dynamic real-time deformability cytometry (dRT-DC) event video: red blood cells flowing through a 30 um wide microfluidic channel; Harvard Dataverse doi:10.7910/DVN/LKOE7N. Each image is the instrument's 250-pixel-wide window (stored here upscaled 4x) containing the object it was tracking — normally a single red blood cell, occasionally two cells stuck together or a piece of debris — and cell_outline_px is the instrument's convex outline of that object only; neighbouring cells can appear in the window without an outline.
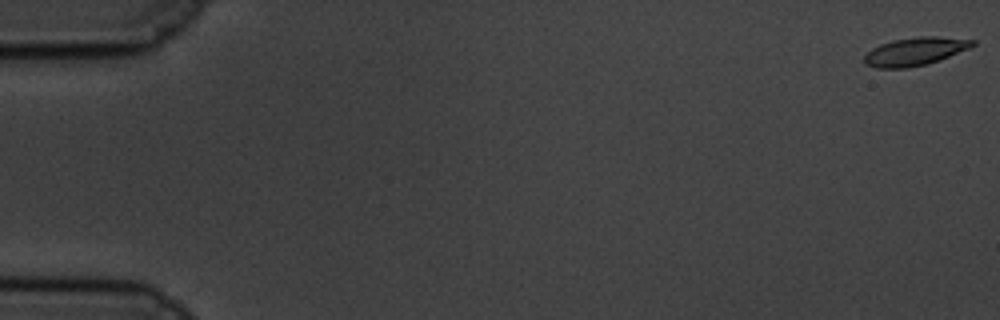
{"species": "common noctule bat (a hibernating species)", "species_latin": "Nyctalus noctula", "temperature_condition": "cold", "stored_images_in_passage": 60, "camera_frame_rate_fps": 3000, "um_per_image_px": 0.085, "animal": {"sex": "male", "body_mass_g": 19.5, "forearm_length_mm": 54.6}, "frame": {"image": 1, "passage_image": 1, "time_ms": 0.0, "image_size_px": [1000, 320], "cell_outline_px": [[976, 44], [968, 48], [940, 60], [908, 68], [876, 68], [864, 64], [864, 56], [872, 48], [880, 44], [892, 40], [920, 36], [936, 36], [976, 40]], "centroid_in_image_um": [77.75, 4.37], "position_along_channel_um": 7.2, "area_um2": 17.69}}
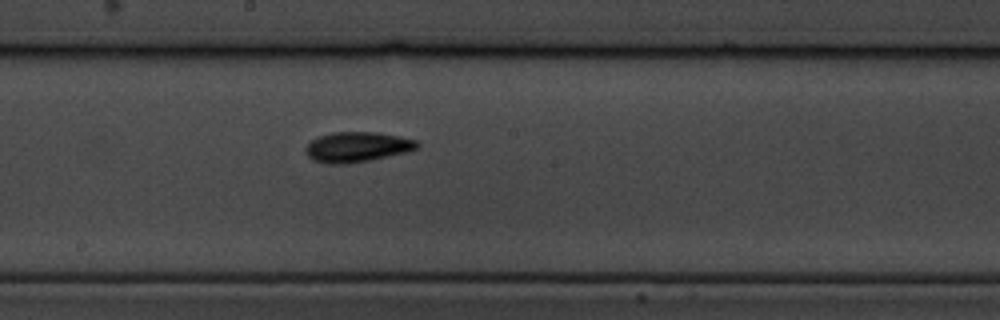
{"frame": {"image": 2, "passage_image": 33, "time_ms": 10.667, "image_size_px": [1000, 320], "cell_outline_px": [[420, 148], [404, 152], [368, 160], [344, 164], [328, 164], [312, 160], [304, 152], [304, 148], [316, 136], [332, 132], [376, 132], [400, 136], [416, 140], [420, 144]], "centroid_in_image_um": [30.32, 12.48], "position_along_channel_um": 217.9, "area_um2": 19.65}}
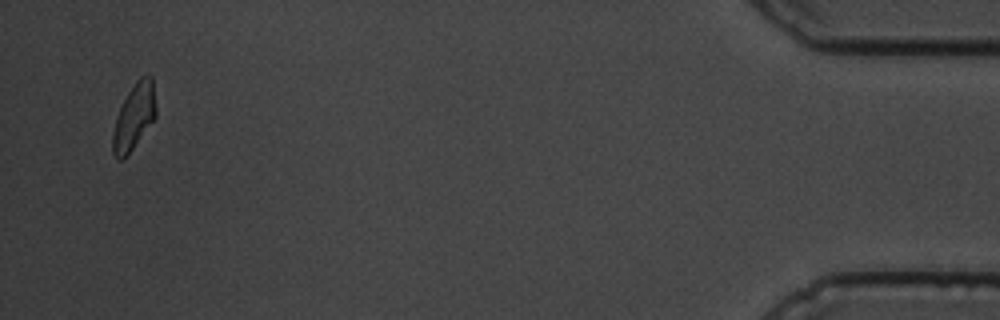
{"frame": {"image": 3, "passage_image": 58, "time_ms": 19.0, "image_size_px": [1000, 320], "cell_outline_px": [[156, 116], [132, 148], [120, 160], [116, 160], [112, 152], [112, 132], [120, 108], [128, 92], [136, 80], [140, 76], [152, 76], [156, 108]], "centroid_in_image_um": [11.38, 9.9], "position_along_channel_um": 423.8, "area_um2": 16.18}, "authors_computed_cell_mechanics": {"area_um2": 17.6868, "velocity_mm_per_s": 3.4174, "shape_relaxation_time_tau1_ms": 4.1851, "shape_relaxation_time_tau2_ms": 6.3978, "deformation_change_tau1": 0.122, "deformation_change_tau2": 0.1115}}